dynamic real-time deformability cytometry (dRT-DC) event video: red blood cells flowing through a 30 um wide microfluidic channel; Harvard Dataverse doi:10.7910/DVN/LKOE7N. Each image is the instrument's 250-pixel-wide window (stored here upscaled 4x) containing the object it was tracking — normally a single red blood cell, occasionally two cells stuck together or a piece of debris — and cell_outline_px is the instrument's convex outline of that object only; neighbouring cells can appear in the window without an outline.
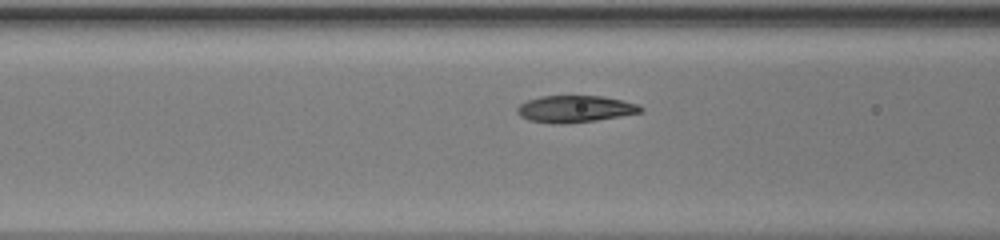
{"species": "common noctule bat (a hibernating species)", "species_latin": "Nyctalus noctula", "temperature_condition": "warm", "stored_images_in_passage": 13, "camera_frame_rate_fps": 3000, "um_per_image_px": 0.085, "animal": {"sex": "female", "body_mass_g": 20.0, "forearm_length_mm": 54.0}, "frame": {"image": 1, "passage_image": 11, "time_ms": 3.333, "image_size_px": [1000, 240], "cell_outline_px": [[644, 112], [596, 120], [564, 124], [556, 124], [528, 120], [520, 116], [516, 112], [516, 108], [520, 104], [528, 100], [540, 96], [604, 96], [624, 100], [640, 104], [644, 108]], "centroid_in_image_um": [48.91, 9.26], "position_along_channel_um": 117.7, "area_um2": 19.54}}